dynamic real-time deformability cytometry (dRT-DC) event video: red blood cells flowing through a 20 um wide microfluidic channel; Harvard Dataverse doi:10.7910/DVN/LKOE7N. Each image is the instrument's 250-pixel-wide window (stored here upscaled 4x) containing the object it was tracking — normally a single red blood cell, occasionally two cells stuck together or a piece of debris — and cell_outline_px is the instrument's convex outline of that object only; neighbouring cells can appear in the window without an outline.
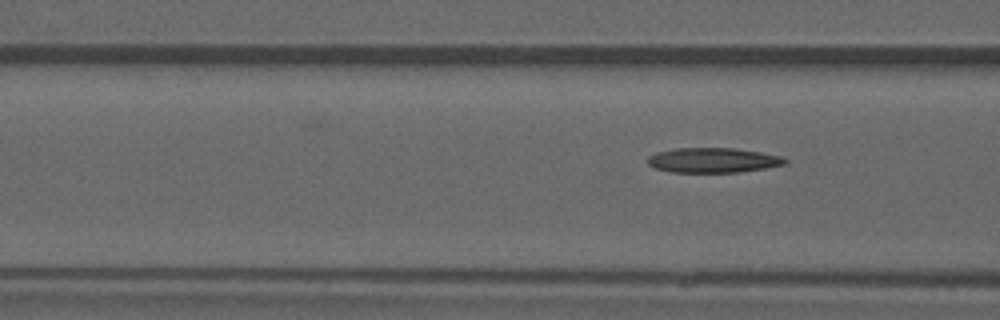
{"species": "common noctule bat (a hibernating species)", "species_latin": "Nyctalus noctula", "temperature_condition": "warm", "stored_images_in_passage": 4, "camera_frame_rate_fps": 3000, "um_per_image_px": 0.085, "animal": {"sex": "male", "forearm_length_mm": 52.5}, "frame": {"image": 1, "passage_image": 4, "time_ms": 3.333, "image_size_px": [1000, 320], "cell_outline_px": [[788, 160], [784, 164], [768, 168], [740, 172], [672, 172], [656, 168], [648, 164], [648, 156], [656, 152], [676, 148], [732, 148], [760, 152], [784, 156]], "centroid_in_image_um": [60.64, 13.62], "position_along_channel_um": 106.0, "area_um2": 19.94}}